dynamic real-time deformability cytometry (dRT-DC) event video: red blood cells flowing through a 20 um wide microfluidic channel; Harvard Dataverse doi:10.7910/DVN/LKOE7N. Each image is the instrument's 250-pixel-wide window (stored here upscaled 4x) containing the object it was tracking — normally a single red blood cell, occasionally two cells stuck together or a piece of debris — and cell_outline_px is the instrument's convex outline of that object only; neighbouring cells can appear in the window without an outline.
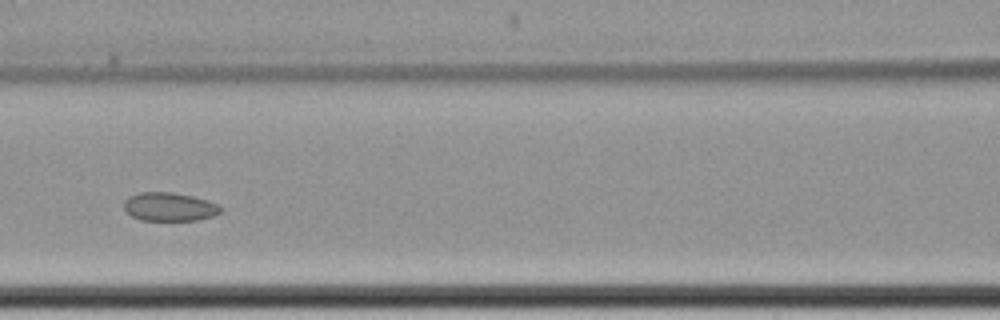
{"species": "common noctule bat (a hibernating species)", "species_latin": "Nyctalus noctula", "temperature_condition": "cold", "stored_images_in_passage": 9, "camera_frame_rate_fps": 3000, "um_per_image_px": 0.085, "animal": {"sex": "female", "body_mass_g": 22.7, "forearm_length_mm": 54.2}, "frame": {"image": 1, "passage_image": 6, "time_ms": 6.333, "image_size_px": [1000, 320], "cell_outline_px": [[220, 212], [212, 216], [196, 220], [140, 220], [132, 216], [124, 208], [124, 200], [128, 196], [140, 192], [172, 192], [192, 196], [208, 200], [216, 204], [220, 208]], "centroid_in_image_um": [14.36, 17.57], "position_along_channel_um": 152.2, "area_um2": 15.95}}
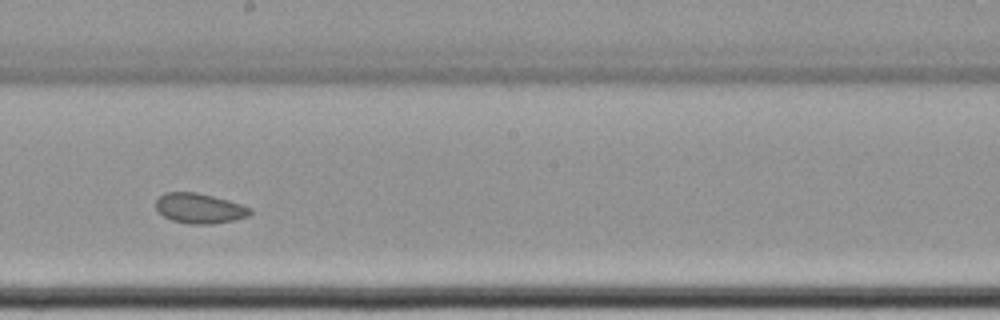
{"frame": {"image": 2, "passage_image": 8, "time_ms": 8.667, "image_size_px": [1000, 320], "cell_outline_px": [[252, 212], [248, 216], [232, 220], [212, 224], [188, 224], [172, 220], [164, 216], [156, 208], [156, 200], [164, 192], [196, 192], [228, 200], [252, 208]], "centroid_in_image_um": [16.95, 17.7], "position_along_channel_um": 231.2, "area_um2": 16.42}}
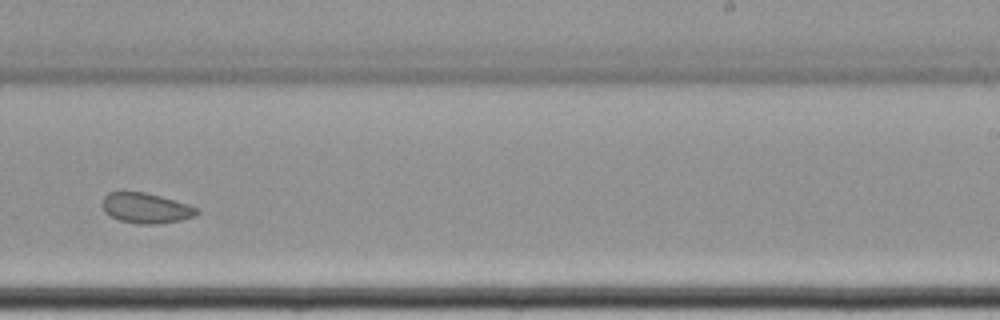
{"frame": {"image": 3, "passage_image": 9, "time_ms": 10.0, "image_size_px": [1000, 320], "cell_outline_px": [[200, 212], [196, 216], [180, 220], [160, 224], [136, 224], [120, 220], [104, 212], [100, 204], [104, 196], [108, 192], [144, 192], [160, 196], [188, 204], [196, 208]], "centroid_in_image_um": [12.38, 17.69], "position_along_channel_um": 276.6, "area_um2": 16.76}}